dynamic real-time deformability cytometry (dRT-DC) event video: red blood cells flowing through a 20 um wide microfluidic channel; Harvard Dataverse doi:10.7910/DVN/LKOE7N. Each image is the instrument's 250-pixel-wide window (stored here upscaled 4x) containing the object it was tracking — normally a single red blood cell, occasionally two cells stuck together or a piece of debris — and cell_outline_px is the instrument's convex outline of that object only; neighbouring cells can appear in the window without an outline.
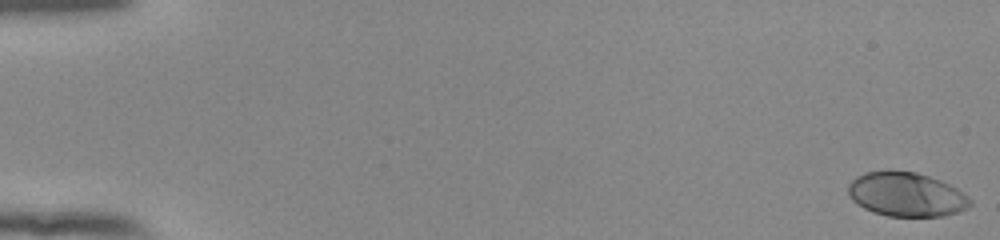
{"species": "human", "species_latin": "Homo sapiens", "temperature_condition": "room temperature", "stored_images_in_passage": 55, "segment_of_instrument_passage": [1, 2], "camera_frame_rate_fps": 3000, "um_per_image_px": 0.085, "donor": {"sex": "female"}, "frame": {"image": 1, "passage_image": 1, "time_ms": 0.0, "image_size_px": [1000, 240], "cell_outline_px": [[972, 204], [968, 208], [960, 212], [944, 216], [888, 216], [872, 212], [856, 204], [852, 200], [848, 192], [848, 184], [856, 176], [864, 172], [888, 168], [916, 172], [940, 180], [956, 188], [968, 196], [972, 200]], "centroid_in_image_um": [77.02, 16.5], "position_along_channel_um": 8.0, "area_um2": 32.02}}
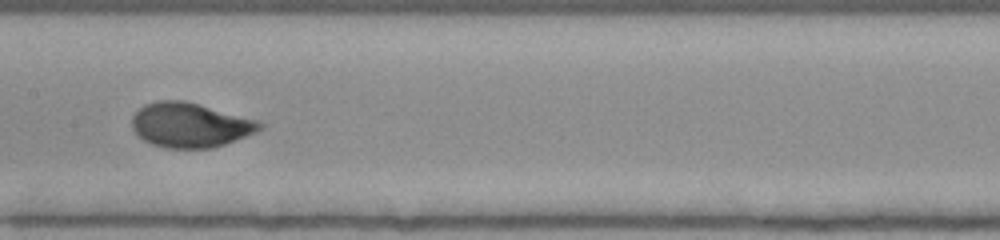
{"frame": {"image": 2, "passage_image": 29, "time_ms": 9.333, "image_size_px": [1000, 240], "cell_outline_px": [[264, 128], [256, 132], [224, 144], [212, 148], [164, 148], [152, 144], [144, 140], [132, 128], [132, 116], [144, 104], [156, 100], [184, 100], [200, 104], [260, 120], [264, 124]], "centroid_in_image_um": [16.18, 10.61], "position_along_channel_um": 191.2, "area_um2": 33.41}}
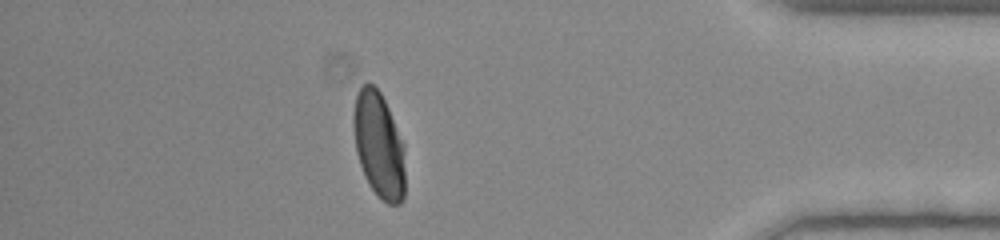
{"frame": {"image": 3, "passage_image": 48, "time_ms": 15.667, "image_size_px": [1000, 240], "cell_outline_px": [[404, 200], [400, 204], [388, 204], [368, 184], [364, 176], [356, 152], [352, 124], [352, 116], [356, 96], [360, 88], [368, 80], [380, 92], [388, 108], [404, 144]], "centroid_in_image_um": [32.19, 12.32], "position_along_channel_um": 403.0, "area_um2": 31.85}}